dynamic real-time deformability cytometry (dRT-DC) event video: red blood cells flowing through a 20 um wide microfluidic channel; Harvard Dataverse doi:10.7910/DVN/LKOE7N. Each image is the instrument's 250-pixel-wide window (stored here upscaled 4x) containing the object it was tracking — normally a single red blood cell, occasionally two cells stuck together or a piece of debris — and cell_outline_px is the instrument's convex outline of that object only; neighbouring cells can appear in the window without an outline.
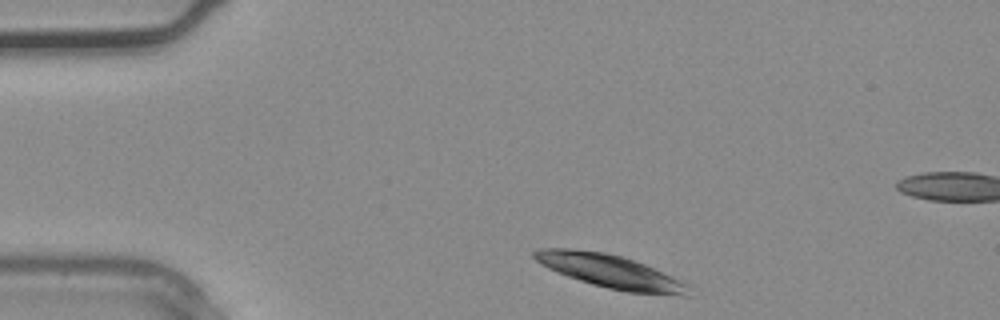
{"species": "common noctule bat (a hibernating species)", "species_latin": "Nyctalus noctula", "temperature_condition": "warm", "stored_images_in_passage": 2, "segment_of_instrument_passage": [1, 2], "camera_frame_rate_fps": 3000, "um_per_image_px": 0.085, "animal": {"sex": "male", "body_mass_g": 20.4}, "frame": {"image": 1, "passage_image": 1, "time_ms": 0.0, "image_size_px": [1000, 320], "cell_outline_px": [[692, 296], [684, 296], [628, 292], [608, 288], [592, 284], [556, 272], [540, 264], [532, 256], [532, 252], [536, 248], [572, 248], [604, 252], [636, 260], [688, 284]], "centroid_in_image_um": [51.86, 23.06], "position_along_channel_um": 33.1, "area_um2": 30.06}}